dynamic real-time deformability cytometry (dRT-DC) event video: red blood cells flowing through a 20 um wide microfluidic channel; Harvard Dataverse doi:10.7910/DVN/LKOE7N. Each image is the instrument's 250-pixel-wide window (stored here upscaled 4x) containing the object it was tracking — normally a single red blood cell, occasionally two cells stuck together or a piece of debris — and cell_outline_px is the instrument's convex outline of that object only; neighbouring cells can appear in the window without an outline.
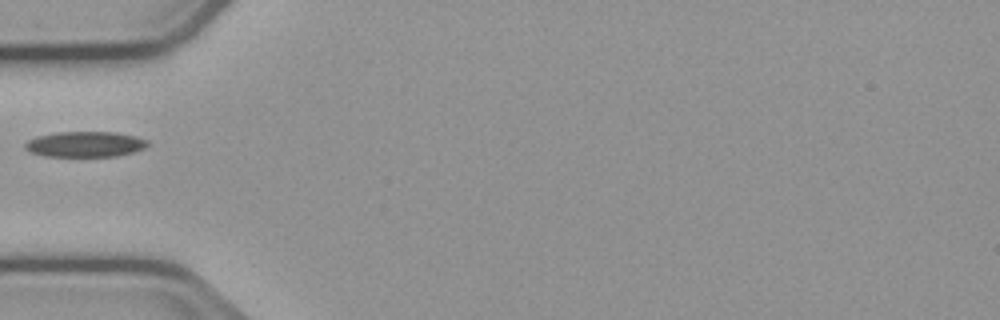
{"species": "common noctule bat (a hibernating species)", "species_latin": "Nyctalus noctula", "temperature_condition": "cold", "stored_images_in_passage": 8, "camera_frame_rate_fps": 3000, "um_per_image_px": 0.085, "animal": {"sex": "male", "body_mass_g": 23.1, "forearm_length_mm": 52.7}, "frame": {"image": 1, "passage_image": 1, "time_ms": 0.0, "image_size_px": [1000, 320], "cell_outline_px": [[148, 144], [144, 148], [132, 152], [116, 156], [44, 156], [32, 152], [24, 148], [24, 144], [28, 140], [36, 136], [56, 132], [116, 132], [136, 136], [148, 140]], "centroid_in_image_um": [7.22, 12.25], "position_along_channel_um": 77.8, "area_um2": 18.21}}